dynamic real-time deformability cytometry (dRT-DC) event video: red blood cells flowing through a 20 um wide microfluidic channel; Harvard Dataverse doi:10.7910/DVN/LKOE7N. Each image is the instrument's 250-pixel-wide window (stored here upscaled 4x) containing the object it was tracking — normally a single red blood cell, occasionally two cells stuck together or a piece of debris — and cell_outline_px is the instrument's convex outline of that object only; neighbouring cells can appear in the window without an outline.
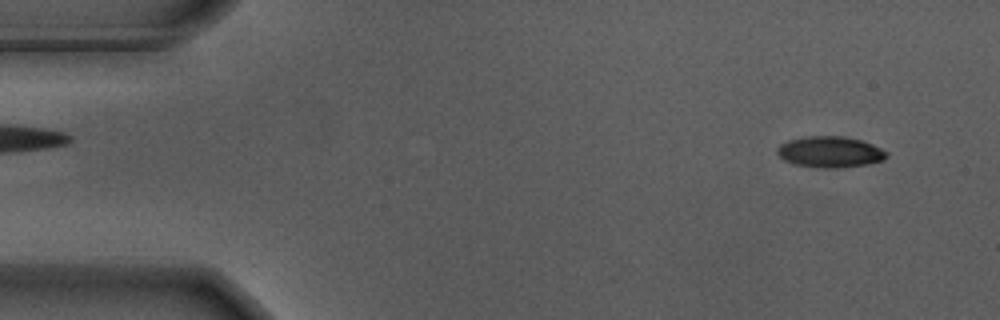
{"species": "Egyptian fruit bat (a non-hibernating species)", "species_latin": "Rousettus aegyptiacus", "temperature_condition": "warm", "stored_images_in_passage": 14, "camera_frame_rate_fps": 3000, "um_per_image_px": 0.085, "animal": {"sex": "male"}, "frame": {"image": 1, "passage_image": 4, "time_ms": 1.0, "image_size_px": [1000, 320], "cell_outline_px": [[888, 156], [884, 160], [868, 164], [836, 168], [816, 168], [796, 164], [784, 160], [776, 152], [776, 148], [780, 144], [788, 140], [808, 136], [844, 136], [860, 140], [872, 144], [888, 152]], "centroid_in_image_um": [70.55, 12.92], "position_along_channel_um": 14.4, "area_um2": 19.88}}